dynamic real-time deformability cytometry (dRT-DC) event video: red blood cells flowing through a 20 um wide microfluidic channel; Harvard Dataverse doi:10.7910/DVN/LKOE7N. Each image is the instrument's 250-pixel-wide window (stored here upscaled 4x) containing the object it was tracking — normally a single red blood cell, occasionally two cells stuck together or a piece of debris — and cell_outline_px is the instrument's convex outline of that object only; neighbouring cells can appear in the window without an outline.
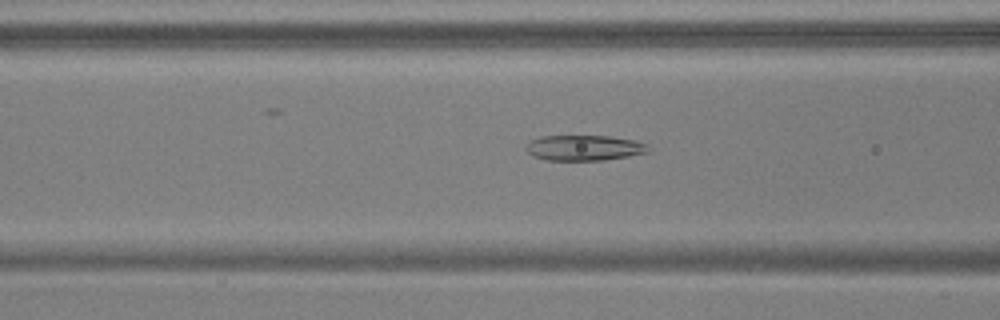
{"species": "common noctule bat (a hibernating species)", "species_latin": "Nyctalus noctula", "temperature_condition": "warm", "stored_images_in_passage": 32, "camera_frame_rate_fps": 3000, "um_per_image_px": 0.085, "animal": {"sex": "male", "body_mass_g": 17.9, "forearm_length_mm": 54.2}, "frame": {"image": 1, "passage_image": 10, "time_ms": 3.0, "image_size_px": [1000, 320], "cell_outline_px": [[648, 152], [628, 156], [604, 160], [544, 160], [532, 156], [524, 148], [532, 140], [540, 136], [608, 136], [636, 140], [644, 144], [648, 148]], "centroid_in_image_um": [49.61, 12.57], "position_along_channel_um": 117.0, "area_um2": 18.03}}
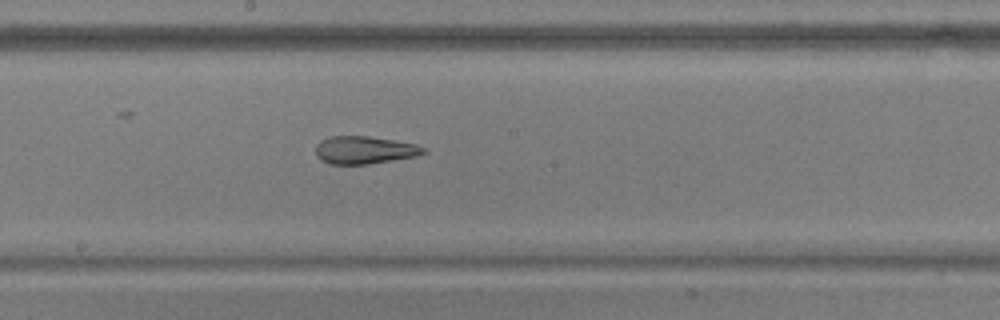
{"frame": {"image": 2, "passage_image": 18, "time_ms": 5.667, "image_size_px": [1000, 320], "cell_outline_px": [[428, 152], [416, 156], [368, 164], [328, 164], [320, 160], [316, 156], [316, 144], [320, 140], [328, 136], [368, 136], [416, 144], [428, 148]], "centroid_in_image_um": [30.97, 12.75], "position_along_channel_um": 217.2, "area_um2": 17.57}}
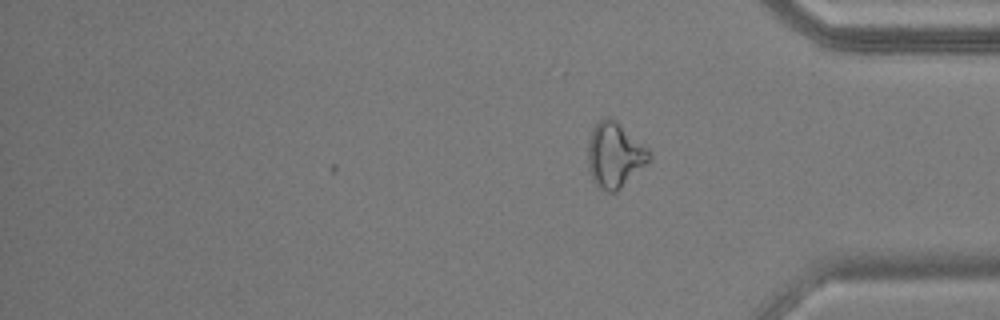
{"frame": {"image": 3, "passage_image": 32, "time_ms": 10.333, "image_size_px": [1000, 320], "cell_outline_px": [[652, 156], [616, 192], [608, 192], [600, 188], [596, 184], [592, 176], [588, 164], [588, 140], [592, 128], [600, 120], [616, 120], [648, 148]], "centroid_in_image_um": [52.23, 13.17], "position_along_channel_um": 383.0, "area_um2": 22.54}, "authors_computed_cell_mechanics": {"area_um2": 17.8024, "velocity_mm_per_s": 3.7555, "shape_relaxation_time_tau1_ms": null, "shape_relaxation_time_tau2_ms": 2.9718, "deformation_change_tau1": null, "deformation_change_tau2": 0.1266}}